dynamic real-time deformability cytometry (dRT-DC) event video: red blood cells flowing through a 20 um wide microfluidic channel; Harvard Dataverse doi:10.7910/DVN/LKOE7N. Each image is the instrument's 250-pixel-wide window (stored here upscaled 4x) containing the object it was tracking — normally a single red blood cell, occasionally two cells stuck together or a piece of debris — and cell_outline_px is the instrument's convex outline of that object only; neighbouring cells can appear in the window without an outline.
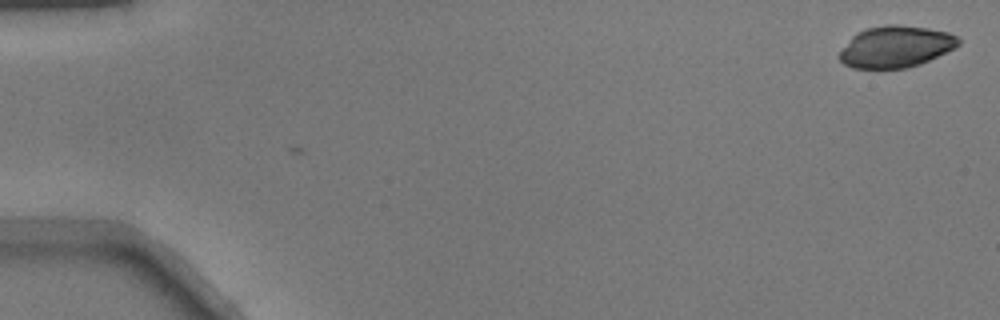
{"species": "common noctule bat (a hibernating species)", "species_latin": "Nyctalus noctula", "temperature_condition": "warm", "stored_images_in_passage": 2, "camera_frame_rate_fps": 3000, "um_per_image_px": 0.085, "animal": {"sex": "male", "body_mass_g": 17.9}, "frame": {"image": 1, "passage_image": 2, "time_ms": 0.333, "image_size_px": [1000, 320], "cell_outline_px": [[960, 44], [920, 64], [904, 68], [852, 68], [844, 64], [836, 56], [852, 36], [856, 32], [868, 28], [884, 24], [896, 24], [928, 28], [948, 32], [956, 36], [960, 40]], "centroid_in_image_um": [76.09, 3.96], "position_along_channel_um": 8.9, "area_um2": 28.67}}